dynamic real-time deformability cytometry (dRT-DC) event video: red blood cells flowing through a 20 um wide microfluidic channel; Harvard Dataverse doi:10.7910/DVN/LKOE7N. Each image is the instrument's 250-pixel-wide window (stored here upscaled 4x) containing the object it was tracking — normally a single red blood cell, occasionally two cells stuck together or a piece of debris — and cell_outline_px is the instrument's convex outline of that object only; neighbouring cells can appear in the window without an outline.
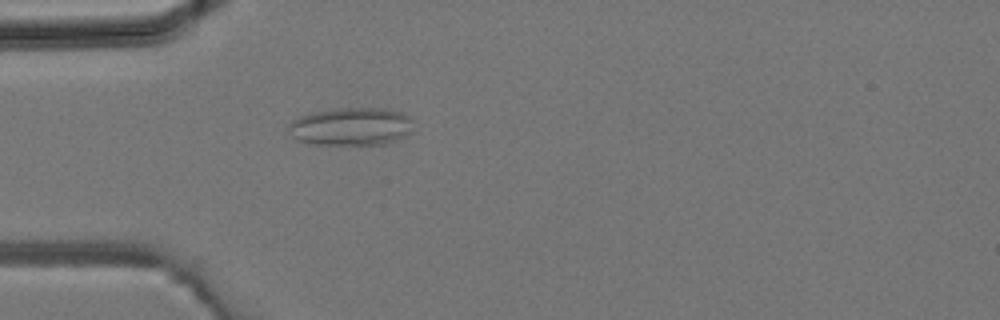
{"species": "common noctule bat (a hibernating species)", "species_latin": "Nyctalus noctula", "temperature_condition": "room temperature", "stored_images_in_passage": 2, "camera_frame_rate_fps": 3000, "um_per_image_px": 0.085, "animal": {"sex": "male", "body_mass_g": 19.2, "forearm_length_mm": 51.8}, "frame": {"image": 1, "passage_image": 2, "time_ms": 0.333, "image_size_px": [1000, 320], "cell_outline_px": [[412, 132], [388, 144], [316, 144], [296, 140], [292, 136], [288, 128], [288, 124], [292, 120], [300, 116], [312, 112], [336, 108], [384, 108], [404, 112], [412, 120]], "centroid_in_image_um": [29.86, 10.74], "position_along_channel_um": 55.1, "area_um2": 27.8}}